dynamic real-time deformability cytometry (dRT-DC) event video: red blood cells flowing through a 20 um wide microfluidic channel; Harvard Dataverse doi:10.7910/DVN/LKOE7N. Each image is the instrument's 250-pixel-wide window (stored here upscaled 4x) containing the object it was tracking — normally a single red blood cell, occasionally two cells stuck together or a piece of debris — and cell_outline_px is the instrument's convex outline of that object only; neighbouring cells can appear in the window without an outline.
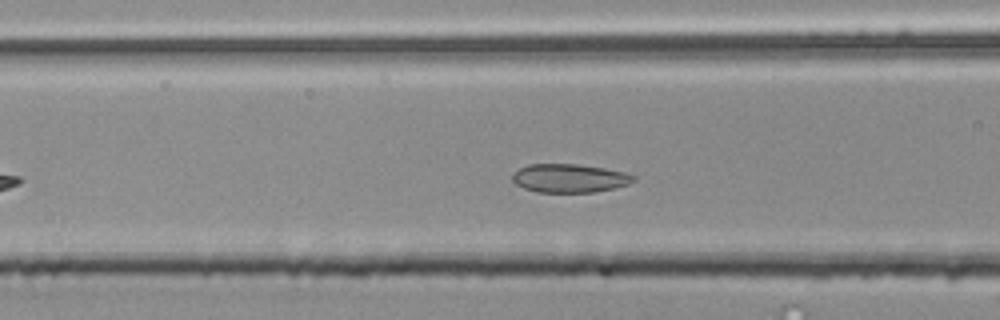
{"species": "common noctule bat (a hibernating species)", "species_latin": "Nyctalus noctula", "temperature_condition": "room temperature", "stored_images_in_passage": 41, "camera_frame_rate_fps": 3000, "um_per_image_px": 0.085, "animal": {"sex": "male", "body_mass_g": 20.4}, "frame": {"image": 1, "passage_image": 12, "time_ms": 3.667, "image_size_px": [1000, 320], "cell_outline_px": [[636, 180], [628, 184], [612, 188], [592, 192], [536, 192], [524, 188], [516, 184], [512, 180], [512, 172], [528, 164], [580, 164], [604, 168], [624, 172], [636, 176]], "centroid_in_image_um": [48.38, 15.14], "position_along_channel_um": 118.2, "area_um2": 20.17}}
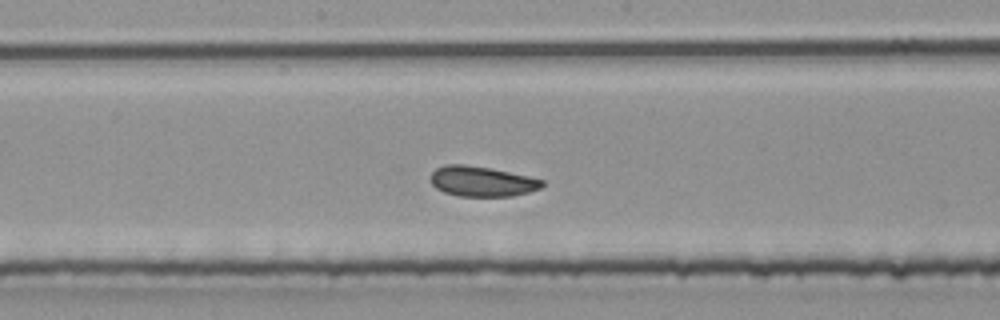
{"frame": {"image": 2, "passage_image": 19, "time_ms": 6.0, "image_size_px": [1000, 320], "cell_outline_px": [[544, 184], [540, 188], [528, 192], [512, 196], [456, 196], [444, 192], [436, 188], [432, 184], [432, 172], [436, 168], [444, 164], [464, 164], [492, 168], [528, 176], [544, 180]], "centroid_in_image_um": [40.95, 15.41], "position_along_channel_um": 207.2, "area_um2": 19.65}}
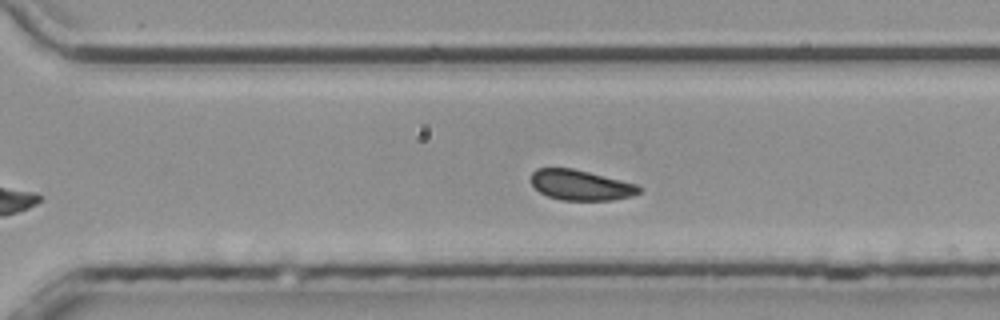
{"frame": {"image": 3, "passage_image": 28, "time_ms": 9.0, "image_size_px": [1000, 320], "cell_outline_px": [[644, 188], [640, 192], [632, 196], [612, 200], [560, 200], [548, 196], [540, 192], [532, 184], [532, 172], [536, 168], [572, 168], [636, 184]], "centroid_in_image_um": [49.37, 15.74], "position_along_channel_um": 321.2, "area_um2": 18.96}, "authors_computed_cell_mechanics": {"area_um2": 19.5364, "velocity_mm_per_s": 3.8123, "shape_relaxation_time_tau1_ms": null, "shape_relaxation_time_tau2_ms": 1.9011, "deformation_change_tau1": null, "deformation_change_tau2": 0.0573}}